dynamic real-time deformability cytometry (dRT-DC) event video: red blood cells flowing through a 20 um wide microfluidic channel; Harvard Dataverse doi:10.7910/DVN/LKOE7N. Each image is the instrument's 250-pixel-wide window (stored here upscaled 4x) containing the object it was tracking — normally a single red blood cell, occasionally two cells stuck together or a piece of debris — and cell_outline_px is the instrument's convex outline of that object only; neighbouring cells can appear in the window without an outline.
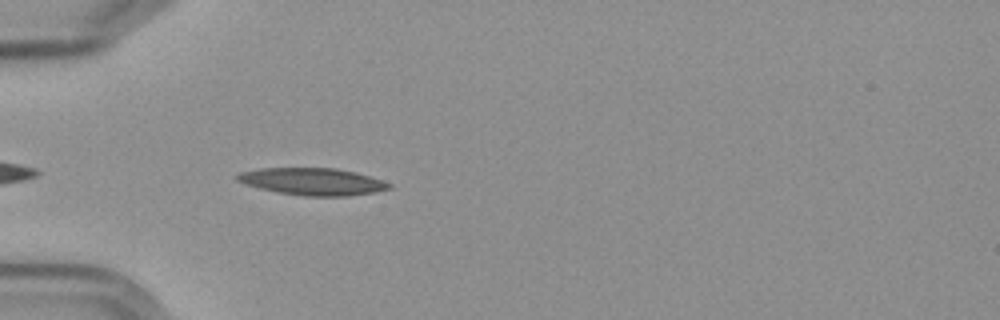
{"species": "Egyptian fruit bat (a non-hibernating species)", "species_latin": "Rousettus aegyptiacus", "temperature_condition": "cold", "stored_images_in_passage": 40, "camera_frame_rate_fps": 3000, "um_per_image_px": 0.085, "frame": {"image": 1, "passage_image": 3, "time_ms": 0.667, "image_size_px": [1000, 320], "cell_outline_px": [[392, 188], [372, 192], [348, 196], [304, 196], [276, 192], [244, 184], [236, 180], [236, 176], [240, 172], [260, 168], [336, 168], [356, 172], [392, 184]], "centroid_in_image_um": [26.53, 15.43], "position_along_channel_um": 58.5, "area_um2": 23.93}}
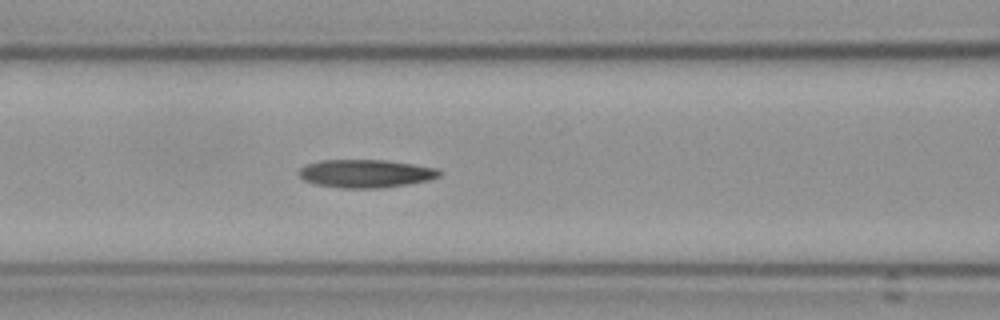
{"frame": {"image": 2, "passage_image": 10, "time_ms": 3.0, "image_size_px": [1000, 320], "cell_outline_px": [[444, 172], [440, 176], [428, 180], [408, 184], [380, 188], [340, 188], [316, 184], [304, 180], [296, 172], [304, 164], [320, 160], [388, 160], [440, 168]], "centroid_in_image_um": [31.1, 14.74], "position_along_channel_um": 135.5, "area_um2": 23.35}}
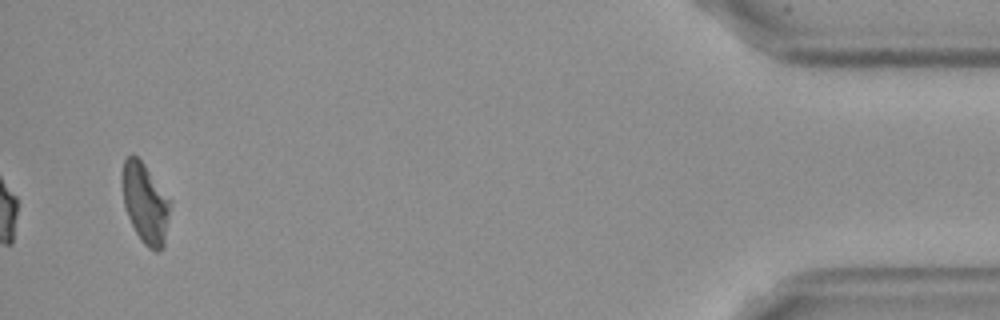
{"frame": {"image": 3, "passage_image": 40, "time_ms": 13.0, "image_size_px": [1000, 320], "cell_outline_px": [[172, 200], [164, 248], [160, 252], [156, 252], [148, 248], [140, 240], [128, 216], [124, 204], [120, 180], [120, 176], [124, 160], [132, 152], [144, 164]], "centroid_in_image_um": [12.35, 17.27], "position_along_channel_um": 422.8, "area_um2": 23.0}, "authors_computed_cell_mechanics": {"area_um2": 22.6287, "velocity_mm_per_s": 3.5975, "shape_relaxation_time_tau1_ms": null, "shape_relaxation_time_tau2_ms": 9.9415, "deformation_change_tau1": null, "deformation_change_tau2": 0.2066}}